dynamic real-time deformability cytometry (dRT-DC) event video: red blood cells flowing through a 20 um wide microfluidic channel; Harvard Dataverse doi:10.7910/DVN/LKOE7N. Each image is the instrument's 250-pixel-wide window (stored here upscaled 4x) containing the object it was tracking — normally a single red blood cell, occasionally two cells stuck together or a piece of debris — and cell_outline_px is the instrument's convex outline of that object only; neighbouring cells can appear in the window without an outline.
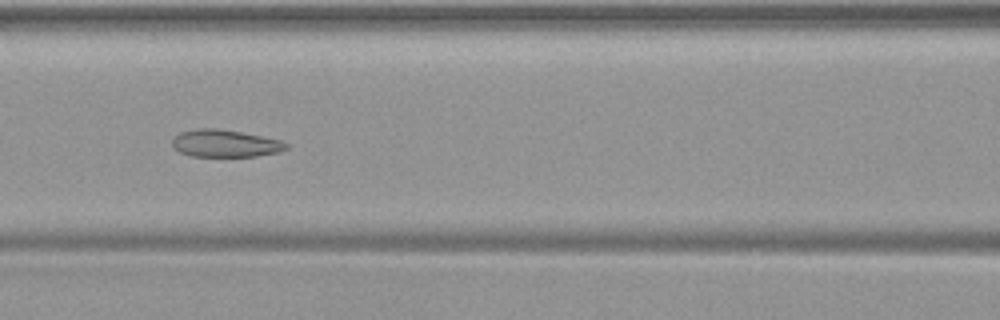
{"species": "common noctule bat (a hibernating species)", "species_latin": "Nyctalus noctula", "temperature_condition": "warm", "stored_images_in_passage": 46, "camera_frame_rate_fps": 3000, "um_per_image_px": 0.085, "animal": {"sex": "female", "body_mass_g": 19.9}, "frame": {"image": 1, "passage_image": 17, "time_ms": 5.333, "image_size_px": [1000, 320], "cell_outline_px": [[288, 148], [280, 152], [256, 156], [192, 156], [180, 152], [172, 144], [172, 140], [180, 132], [200, 128], [216, 128], [240, 132], [280, 140], [288, 144]], "centroid_in_image_um": [19.15, 12.19], "position_along_channel_um": 147.4, "area_um2": 17.92}}
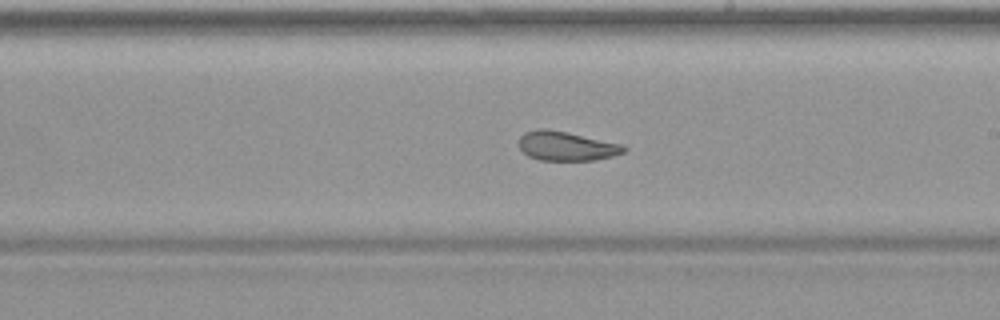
{"frame": {"image": 2, "passage_image": 24, "time_ms": 7.667, "image_size_px": [1000, 320], "cell_outline_px": [[628, 148], [624, 152], [612, 156], [596, 160], [540, 160], [528, 156], [520, 148], [520, 136], [524, 132], [540, 128], [544, 128], [568, 132], [624, 144]], "centroid_in_image_um": [48.18, 12.41], "position_along_channel_um": 240.8, "area_um2": 17.98}}
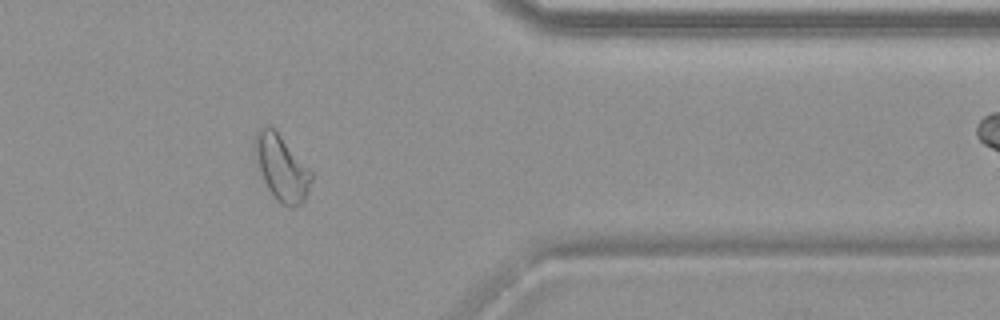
{"frame": {"image": 3, "passage_image": 36, "time_ms": 11.667, "image_size_px": [1000, 320], "cell_outline_px": [[312, 180], [308, 192], [304, 200], [300, 204], [292, 208], [276, 200], [268, 188], [256, 164], [252, 148], [252, 140], [256, 132], [264, 124], [268, 124], [280, 136], [312, 172]], "centroid_in_image_um": [23.88, 14.24], "position_along_channel_um": 387.5, "area_um2": 21.56}}